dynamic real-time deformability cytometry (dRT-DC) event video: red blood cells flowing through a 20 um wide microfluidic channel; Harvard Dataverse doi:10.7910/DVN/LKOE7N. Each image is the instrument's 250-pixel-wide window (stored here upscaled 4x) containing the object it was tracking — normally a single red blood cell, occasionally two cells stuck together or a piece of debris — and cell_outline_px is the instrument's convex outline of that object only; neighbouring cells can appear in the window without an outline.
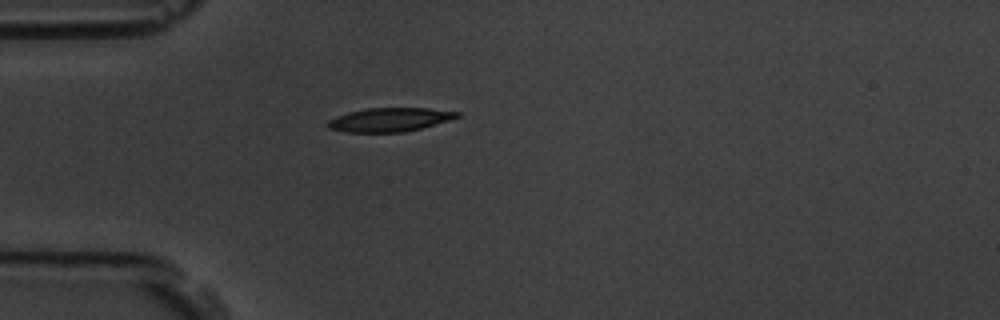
{"species": "common noctule bat (a hibernating species)", "species_latin": "Nyctalus noctula", "temperature_condition": "room temperature", "stored_images_in_passage": 42, "camera_frame_rate_fps": 3000, "um_per_image_px": 0.085, "animal": {"sex": "male", "body_mass_g": 19.5, "forearm_length_mm": 54.6}, "frame": {"image": 1, "passage_image": 1, "time_ms": 0.0, "image_size_px": [1000, 320], "cell_outline_px": [[460, 116], [448, 120], [420, 128], [404, 132], [344, 132], [328, 128], [328, 120], [336, 116], [348, 112], [368, 108], [428, 108], [460, 112]], "centroid_in_image_um": [33.09, 10.17], "position_along_channel_um": 51.9, "area_um2": 17.74}}
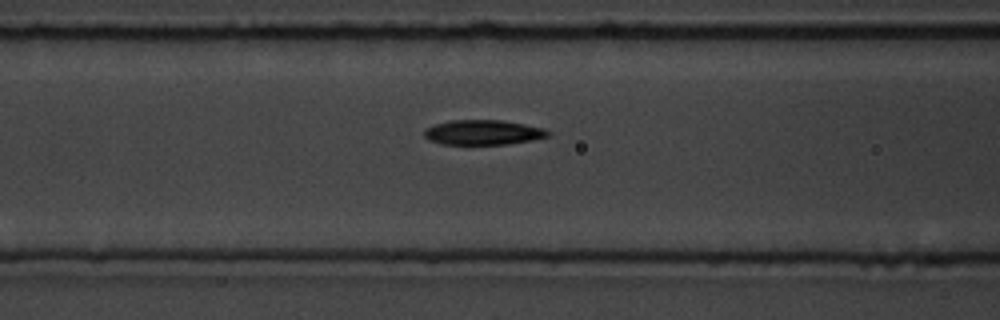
{"frame": {"image": 2, "passage_image": 8, "time_ms": 2.333, "image_size_px": [1000, 320], "cell_outline_px": [[552, 132], [548, 136], [532, 140], [508, 144], [440, 144], [428, 140], [424, 136], [424, 128], [436, 124], [452, 120], [500, 120], [524, 124], [544, 128]], "centroid_in_image_um": [41.05, 11.25], "position_along_channel_um": 125.5, "area_um2": 17.98}}
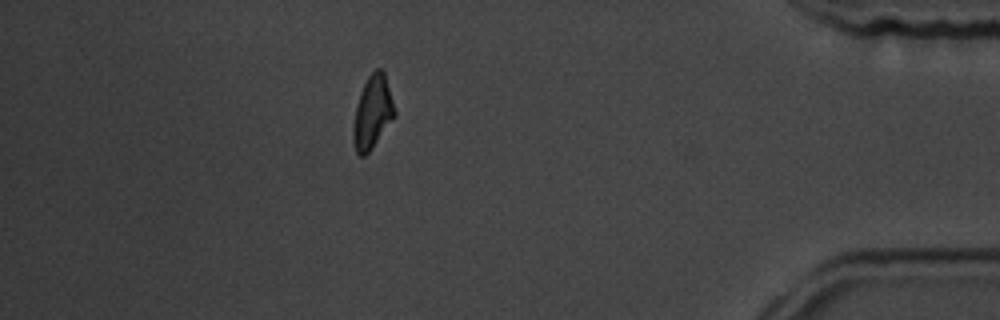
{"frame": {"image": 3, "passage_image": 35, "time_ms": 11.333, "image_size_px": [1000, 320], "cell_outline_px": [[396, 116], [372, 148], [364, 156], [360, 156], [356, 152], [352, 140], [352, 128], [356, 104], [360, 92], [368, 76], [376, 68], [380, 68], [384, 72], [396, 112]], "centroid_in_image_um": [31.65, 9.56], "position_along_channel_um": 403.6, "area_um2": 17.69}, "authors_computed_cell_mechanics": {"area_um2": 18.1203, "velocity_mm_per_s": 3.5928, "shape_relaxation_time_tau1_ms": 3.4281, "shape_relaxation_time_tau2_ms": null, "deformation_change_tau1": 0.1504, "deformation_change_tau2": null}}